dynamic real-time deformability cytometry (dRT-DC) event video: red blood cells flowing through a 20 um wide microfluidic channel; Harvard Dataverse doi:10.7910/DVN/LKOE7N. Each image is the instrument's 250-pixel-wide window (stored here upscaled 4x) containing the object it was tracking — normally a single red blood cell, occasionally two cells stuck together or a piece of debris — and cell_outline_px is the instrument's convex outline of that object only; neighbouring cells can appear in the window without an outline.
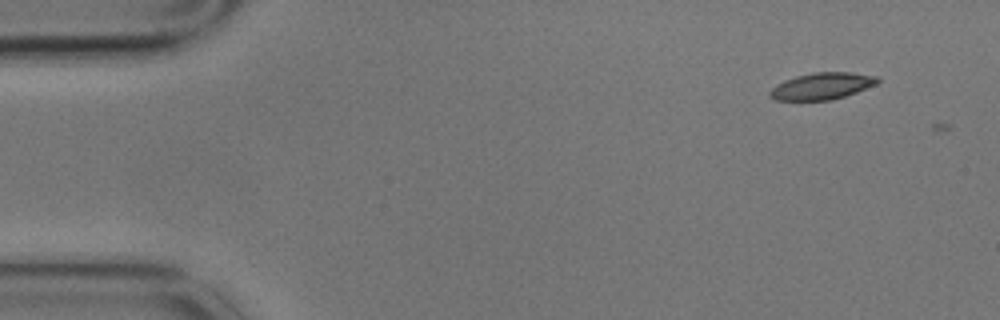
{"species": "common noctule bat (a hibernating species)", "species_latin": "Nyctalus noctula", "temperature_condition": "cold", "stored_images_in_passage": 2, "camera_frame_rate_fps": 3000, "um_per_image_px": 0.085, "animal": {"sex": "male", "body_mass_g": 17.9}, "frame": {"image": 1, "passage_image": 1, "time_ms": 0.0, "image_size_px": [1000, 320], "cell_outline_px": [[880, 80], [876, 84], [856, 92], [832, 100], [776, 100], [768, 96], [768, 92], [776, 84], [784, 80], [796, 76], [812, 72], [848, 72], [876, 76]], "centroid_in_image_um": [69.82, 7.31], "position_along_channel_um": 15.2, "area_um2": 16.76}}